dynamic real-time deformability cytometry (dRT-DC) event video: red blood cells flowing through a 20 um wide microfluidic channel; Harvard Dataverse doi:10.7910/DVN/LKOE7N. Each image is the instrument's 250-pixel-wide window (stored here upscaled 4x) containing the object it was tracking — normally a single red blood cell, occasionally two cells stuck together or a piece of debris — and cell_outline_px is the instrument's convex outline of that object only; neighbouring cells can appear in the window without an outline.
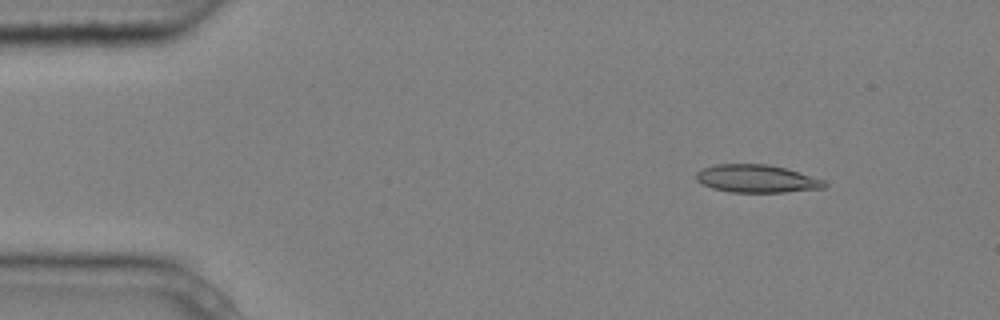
{"species": "common noctule bat (a hibernating species)", "species_latin": "Nyctalus noctula", "temperature_condition": "cold", "stored_images_in_passage": 5, "camera_frame_rate_fps": 3000, "um_per_image_px": 0.085, "animal": {"sex": "male", "body_mass_g": 20.4}, "frame": {"image": 1, "passage_image": 1, "time_ms": 0.0, "image_size_px": [1000, 320], "cell_outline_px": [[828, 184], [824, 188], [784, 192], [728, 192], [712, 188], [696, 180], [696, 172], [704, 168], [716, 164], [768, 164], [784, 168], [824, 180]], "centroid_in_image_um": [64.3, 15.19], "position_along_channel_um": 20.7, "area_um2": 20.63}}
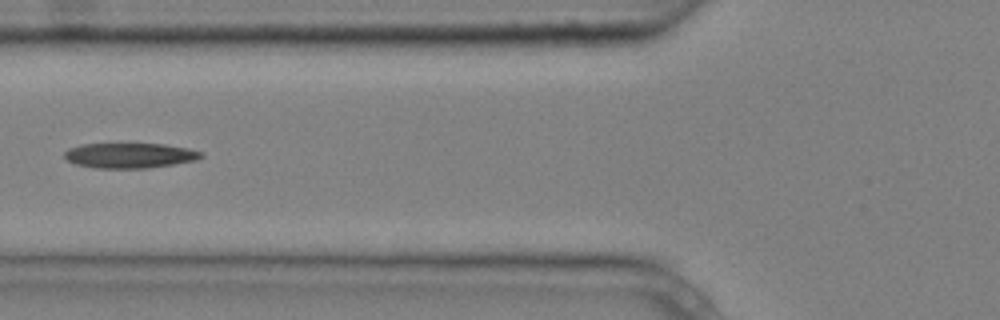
{"frame": {"image": 2, "passage_image": 5, "time_ms": 1.333, "image_size_px": [1000, 320], "cell_outline_px": [[204, 156], [196, 160], [148, 168], [96, 168], [76, 164], [68, 160], [64, 156], [64, 152], [68, 148], [80, 144], [164, 144], [188, 148], [204, 152]], "centroid_in_image_um": [11.04, 13.21], "position_along_channel_um": 114.8, "area_um2": 20.0}}